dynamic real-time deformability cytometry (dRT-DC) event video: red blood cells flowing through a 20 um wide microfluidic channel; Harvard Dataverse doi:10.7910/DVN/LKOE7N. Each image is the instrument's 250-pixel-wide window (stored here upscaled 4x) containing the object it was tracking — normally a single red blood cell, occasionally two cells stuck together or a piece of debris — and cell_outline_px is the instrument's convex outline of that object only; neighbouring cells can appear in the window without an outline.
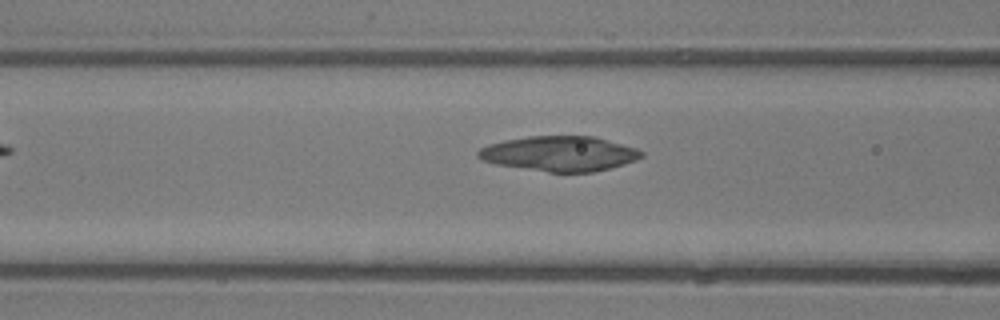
{"species": "common noctule bat (a hibernating species)", "species_latin": "Nyctalus noctula", "temperature_condition": "room temperature", "stored_images_in_passage": 5, "camera_frame_rate_fps": 3000, "um_per_image_px": 0.085, "animal": {"sex": "male", "body_mass_g": 13.3}, "frame": {"image": 1, "passage_image": 5, "time_ms": 5.667, "image_size_px": [1000, 320], "cell_outline_px": [[644, 156], [636, 160], [624, 164], [592, 172], [548, 172], [496, 164], [484, 160], [476, 156], [476, 152], [480, 148], [488, 144], [504, 140], [528, 136], [596, 136], [636, 148], [644, 152]], "centroid_in_image_um": [47.56, 13.05], "position_along_channel_um": 119.0, "area_um2": 33.35}}